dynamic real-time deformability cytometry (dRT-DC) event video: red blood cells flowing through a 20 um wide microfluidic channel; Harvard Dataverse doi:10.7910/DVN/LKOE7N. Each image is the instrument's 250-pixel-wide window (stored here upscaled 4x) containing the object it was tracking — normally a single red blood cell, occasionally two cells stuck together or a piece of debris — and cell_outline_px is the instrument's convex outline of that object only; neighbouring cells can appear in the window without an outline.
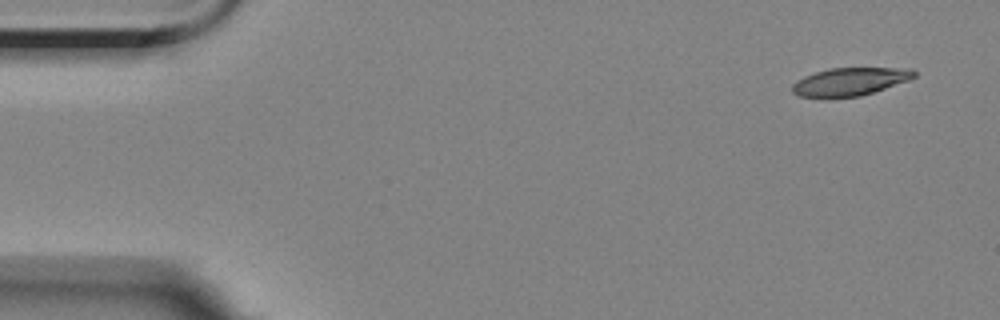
{"species": "Egyptian fruit bat (a non-hibernating species)", "species_latin": "Rousettus aegyptiacus", "temperature_condition": "room temperature", "stored_images_in_passage": 3, "camera_frame_rate_fps": 3000, "um_per_image_px": 0.085, "animal": {"sex": "female"}, "frame": {"image": 1, "passage_image": 3, "time_ms": 6.0, "image_size_px": [1000, 320], "cell_outline_px": [[916, 76], [908, 80], [860, 96], [800, 96], [792, 92], [792, 84], [796, 80], [804, 76], [828, 68], [912, 68], [916, 72]], "centroid_in_image_um": [72.25, 6.91], "position_along_channel_um": 12.8, "area_um2": 19.42}}